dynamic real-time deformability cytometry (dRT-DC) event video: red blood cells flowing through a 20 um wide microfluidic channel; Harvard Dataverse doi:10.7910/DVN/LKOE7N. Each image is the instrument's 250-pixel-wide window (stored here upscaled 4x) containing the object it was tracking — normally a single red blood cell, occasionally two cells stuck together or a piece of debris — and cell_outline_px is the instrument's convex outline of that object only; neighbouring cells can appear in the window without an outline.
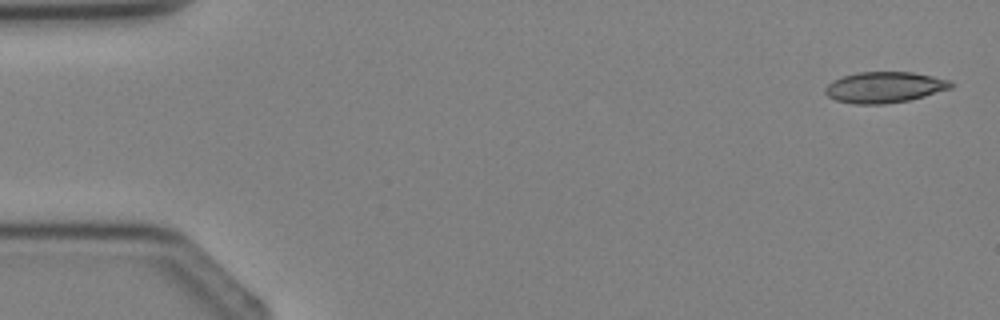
{"species": "Egyptian fruit bat (a non-hibernating species)", "species_latin": "Rousettus aegyptiacus", "temperature_condition": "cold", "stored_images_in_passage": 4, "camera_frame_rate_fps": 3000, "um_per_image_px": 0.085, "animal": {"sex": "female"}, "frame": {"image": 1, "passage_image": 1, "time_ms": 0.0, "image_size_px": [1000, 320], "cell_outline_px": [[952, 88], [924, 96], [908, 100], [884, 104], [852, 104], [836, 100], [828, 96], [824, 92], [824, 88], [828, 84], [844, 76], [860, 72], [912, 72], [932, 76], [948, 80], [952, 84]], "centroid_in_image_um": [75.17, 7.42], "position_along_channel_um": 9.8, "area_um2": 22.43}}
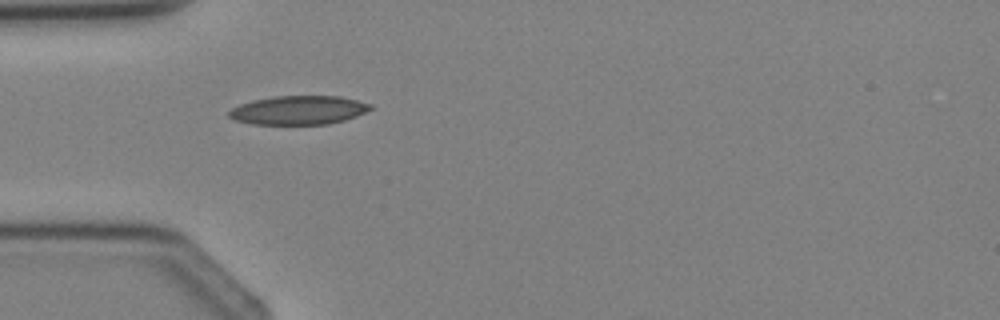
{"frame": {"image": 2, "passage_image": 4, "time_ms": 3.333, "image_size_px": [1000, 320], "cell_outline_px": [[372, 108], [356, 116], [344, 120], [328, 124], [252, 124], [236, 120], [228, 116], [228, 112], [232, 108], [240, 104], [252, 100], [272, 96], [340, 96], [372, 104]], "centroid_in_image_um": [25.36, 9.36], "position_along_channel_um": 59.6, "area_um2": 23.7}}